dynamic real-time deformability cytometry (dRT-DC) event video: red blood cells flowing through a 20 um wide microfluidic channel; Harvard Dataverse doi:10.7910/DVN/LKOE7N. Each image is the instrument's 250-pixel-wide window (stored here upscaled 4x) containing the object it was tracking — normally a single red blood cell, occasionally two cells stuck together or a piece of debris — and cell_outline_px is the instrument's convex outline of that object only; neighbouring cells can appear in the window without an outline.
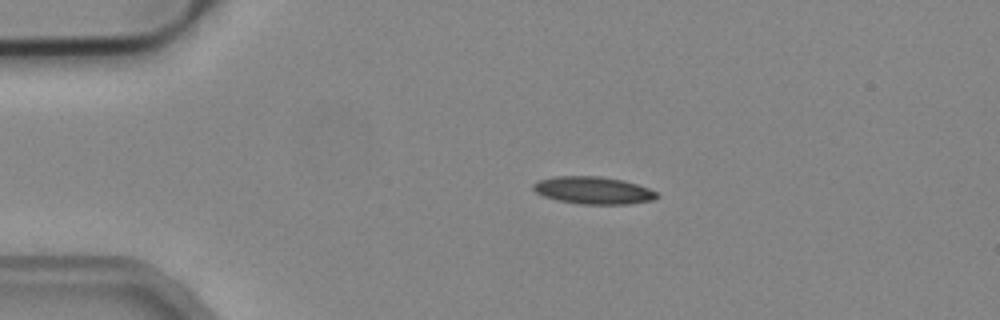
{"species": "common noctule bat (a hibernating species)", "species_latin": "Nyctalus noctula", "temperature_condition": "cold", "stored_images_in_passage": 2, "camera_frame_rate_fps": 3000, "um_per_image_px": 0.085, "animal": {"sex": "male", "body_mass_g": 19.2, "forearm_length_mm": 51.8}, "frame": {"image": 1, "passage_image": 1, "time_ms": 0.0, "image_size_px": [1000, 320], "cell_outline_px": [[660, 196], [656, 200], [628, 204], [580, 204], [556, 200], [544, 196], [536, 192], [532, 188], [532, 184], [536, 180], [552, 176], [600, 176], [624, 180], [648, 188], [656, 192]], "centroid_in_image_um": [50.41, 16.17], "position_along_channel_um": 34.6, "area_um2": 20.0}}